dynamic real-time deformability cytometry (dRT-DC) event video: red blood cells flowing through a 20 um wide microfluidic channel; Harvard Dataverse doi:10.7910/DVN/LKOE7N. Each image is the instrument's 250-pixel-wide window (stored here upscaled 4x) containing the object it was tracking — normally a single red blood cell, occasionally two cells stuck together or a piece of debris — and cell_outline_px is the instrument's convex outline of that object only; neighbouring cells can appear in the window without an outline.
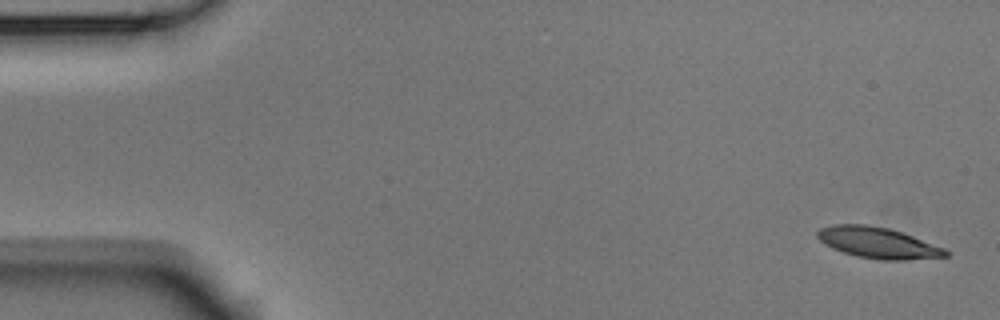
{"species": "Egyptian fruit bat (a non-hibernating species)", "species_latin": "Rousettus aegyptiacus", "temperature_condition": "room temperature", "stored_images_in_passage": 5, "camera_frame_rate_fps": 3000, "um_per_image_px": 0.085, "animal": {"sex": "male"}, "frame": {"image": 1, "passage_image": 1, "time_ms": 0.0, "image_size_px": [1000, 320], "cell_outline_px": [[948, 256], [904, 260], [880, 260], [856, 256], [832, 248], [824, 244], [816, 236], [816, 232], [820, 228], [832, 224], [868, 224], [888, 228], [912, 236], [944, 248], [948, 252]], "centroid_in_image_um": [74.57, 20.63], "position_along_channel_um": 10.4, "area_um2": 23.06}}
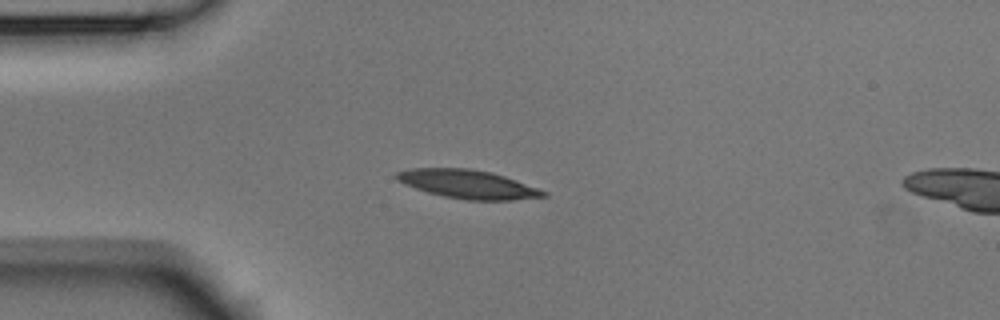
{"frame": {"image": 2, "passage_image": 4, "time_ms": 1.0, "image_size_px": [1000, 320], "cell_outline_px": [[548, 196], [512, 200], [468, 200], [444, 196], [428, 192], [404, 184], [396, 180], [392, 176], [396, 172], [408, 168], [468, 168], [492, 172], [504, 176], [548, 192]], "centroid_in_image_um": [39.72, 15.65], "position_along_channel_um": 45.3, "area_um2": 24.45}}